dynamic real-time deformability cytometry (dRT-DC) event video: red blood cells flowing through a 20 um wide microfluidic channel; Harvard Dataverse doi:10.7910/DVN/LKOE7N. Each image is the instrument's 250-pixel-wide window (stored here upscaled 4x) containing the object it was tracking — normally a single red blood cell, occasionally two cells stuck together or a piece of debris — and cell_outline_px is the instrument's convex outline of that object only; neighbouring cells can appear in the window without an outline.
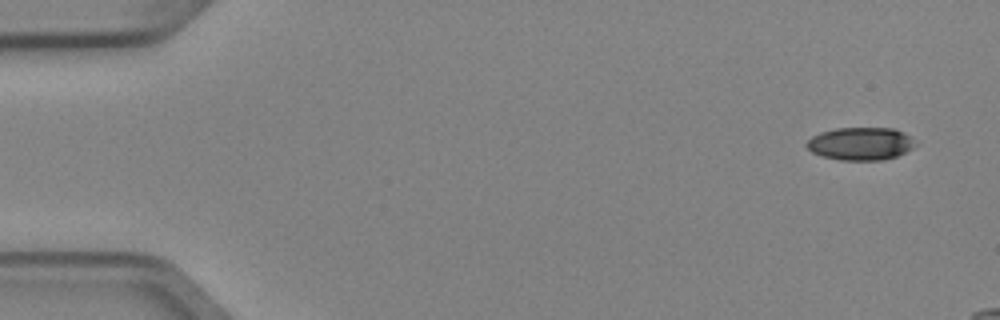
{"species": "Egyptian fruit bat (a non-hibernating species)", "species_latin": "Rousettus aegyptiacus", "temperature_condition": "cold", "stored_images_in_passage": 5, "camera_frame_rate_fps": 3000, "um_per_image_px": 0.085, "animal": {"sex": "female"}, "frame": {"image": 1, "passage_image": 1, "time_ms": 0.0, "image_size_px": [1000, 320], "cell_outline_px": [[912, 148], [896, 156], [884, 160], [840, 160], [824, 156], [812, 152], [804, 144], [812, 136], [820, 132], [836, 128], [892, 128], [904, 132], [908, 136], [912, 144]], "centroid_in_image_um": [73.08, 12.21], "position_along_channel_um": 11.9, "area_um2": 20.46}}